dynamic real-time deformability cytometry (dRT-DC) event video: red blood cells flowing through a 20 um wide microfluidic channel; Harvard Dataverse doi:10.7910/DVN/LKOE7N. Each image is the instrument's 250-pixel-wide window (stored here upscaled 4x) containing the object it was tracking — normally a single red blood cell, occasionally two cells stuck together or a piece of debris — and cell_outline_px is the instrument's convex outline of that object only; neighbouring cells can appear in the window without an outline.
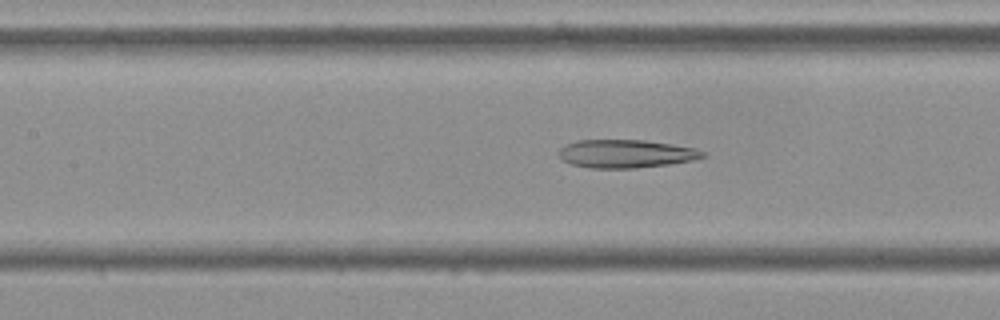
{"species": "Egyptian fruit bat (a non-hibernating species)", "species_latin": "Rousettus aegyptiacus", "temperature_condition": "cold", "stored_images_in_passage": 53, "camera_frame_rate_fps": 3000, "um_per_image_px": 0.085, "frame": {"image": 1, "passage_image": 23, "time_ms": 7.333, "image_size_px": [1000, 320], "cell_outline_px": [[704, 156], [692, 160], [668, 164], [636, 168], [588, 168], [572, 164], [564, 160], [560, 156], [560, 148], [576, 140], [644, 140], [672, 144], [692, 148], [704, 152]], "centroid_in_image_um": [53.18, 13.07], "position_along_channel_um": 154.2, "area_um2": 23.29}}
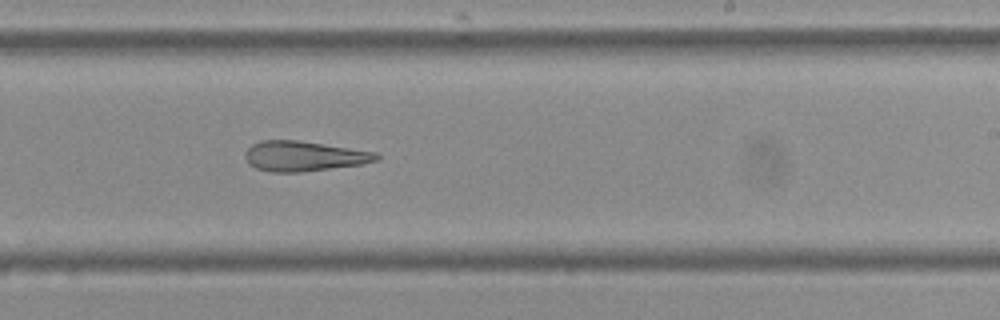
{"frame": {"image": 2, "passage_image": 32, "time_ms": 10.333, "image_size_px": [1000, 320], "cell_outline_px": [[380, 160], [364, 164], [300, 172], [272, 172], [256, 168], [248, 164], [244, 156], [248, 148], [252, 144], [260, 140], [300, 140], [376, 152], [380, 156]], "centroid_in_image_um": [25.84, 13.27], "position_along_channel_um": 263.2, "area_um2": 23.18}}
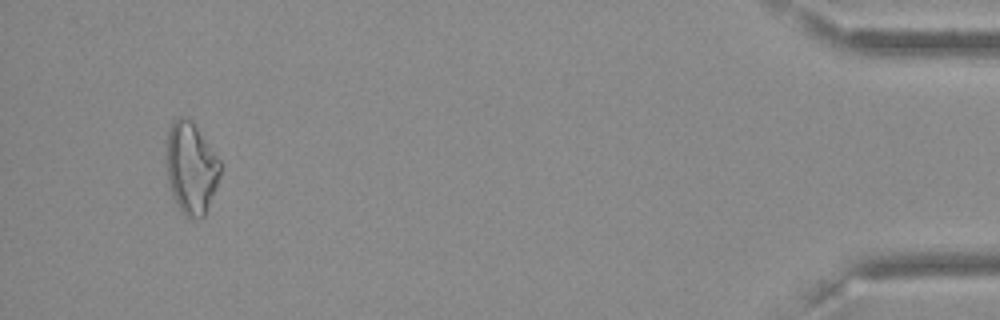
{"frame": {"image": 3, "passage_image": 51, "time_ms": 16.667, "image_size_px": [1000, 320], "cell_outline_px": [[220, 176], [204, 216], [196, 220], [188, 216], [180, 208], [172, 196], [168, 184], [164, 160], [164, 140], [168, 128], [176, 116], [184, 116], [196, 128], [220, 160]], "centroid_in_image_um": [16.16, 14.25], "position_along_channel_um": 419.0, "area_um2": 29.07}, "authors_computed_cell_mechanics": {"area_um2": 25.8944, "velocity_mm_per_s": 3.6387, "shape_relaxation_time_tau1_ms": null, "shape_relaxation_time_tau2_ms": 8.4912, "deformation_change_tau1": null, "deformation_change_tau2": 0.2269}}